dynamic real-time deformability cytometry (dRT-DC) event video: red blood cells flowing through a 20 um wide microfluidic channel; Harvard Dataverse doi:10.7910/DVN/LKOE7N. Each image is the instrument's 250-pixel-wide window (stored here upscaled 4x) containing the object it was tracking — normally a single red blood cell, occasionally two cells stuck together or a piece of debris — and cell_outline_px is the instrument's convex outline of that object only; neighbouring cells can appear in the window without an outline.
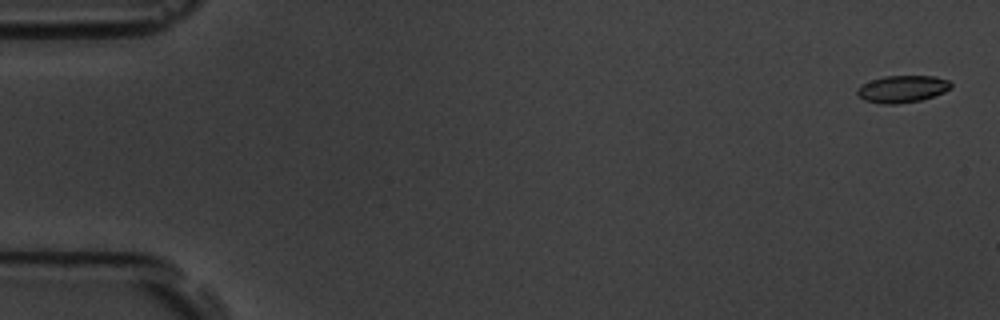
{"species": "common noctule bat (a hibernating species)", "species_latin": "Nyctalus noctula", "temperature_condition": "room temperature", "stored_images_in_passage": 15, "camera_frame_rate_fps": 3000, "um_per_image_px": 0.085, "animal": {"sex": "male", "body_mass_g": 19.5, "forearm_length_mm": 54.6}, "frame": {"image": 1, "passage_image": 1, "time_ms": 0.0, "image_size_px": [1000, 320], "cell_outline_px": [[952, 88], [944, 92], [920, 100], [896, 104], [884, 104], [864, 100], [856, 92], [856, 88], [860, 84], [884, 76], [936, 76], [948, 80], [952, 84]], "centroid_in_image_um": [76.69, 7.55], "position_along_channel_um": 8.3, "area_um2": 14.8}}
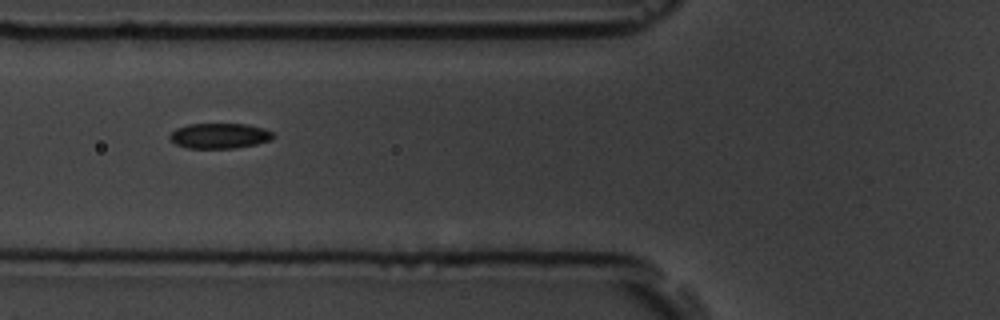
{"frame": {"image": 2, "passage_image": 6, "time_ms": 6.667, "image_size_px": [1000, 320], "cell_outline_px": [[276, 136], [272, 140], [256, 144], [232, 148], [188, 148], [176, 144], [168, 136], [176, 128], [188, 124], [248, 124], [264, 128], [272, 132]], "centroid_in_image_um": [18.69, 11.54], "position_along_channel_um": 107.1, "area_um2": 15.26}}
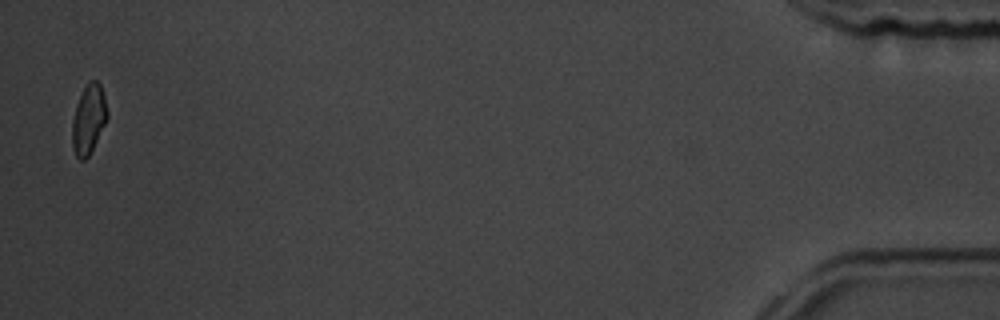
{"frame": {"image": 3, "passage_image": 15, "time_ms": 18.0, "image_size_px": [1000, 320], "cell_outline_px": [[108, 116], [88, 156], [84, 160], [80, 160], [76, 156], [72, 148], [72, 120], [76, 104], [88, 80], [96, 80], [100, 84], [104, 96], [108, 112]], "centroid_in_image_um": [7.51, 10.12], "position_along_channel_um": 427.7, "area_um2": 13.99}, "authors_computed_cell_mechanics": {"area_um2": 14.9124, "velocity_mm_per_s": 3.6483, "shape_relaxation_time_tau1_ms": 3.1793, "shape_relaxation_time_tau2_ms": null, "deformation_change_tau1": 0.1075, "deformation_change_tau2": null}}